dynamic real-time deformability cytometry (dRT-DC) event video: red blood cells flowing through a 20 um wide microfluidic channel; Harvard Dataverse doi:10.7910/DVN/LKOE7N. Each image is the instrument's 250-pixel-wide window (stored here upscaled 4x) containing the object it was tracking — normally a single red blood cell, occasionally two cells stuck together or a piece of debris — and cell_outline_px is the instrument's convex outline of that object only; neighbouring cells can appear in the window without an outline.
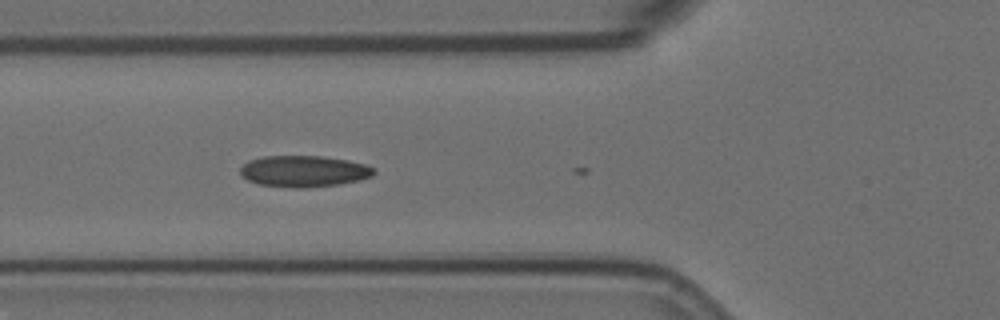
{"species": "Egyptian fruit bat (a non-hibernating species)", "species_latin": "Rousettus aegyptiacus", "temperature_condition": "room temperature", "stored_images_in_passage": 4, "camera_frame_rate_fps": 3000, "um_per_image_px": 0.085, "animal": {"sex": "female"}, "frame": {"image": 1, "passage_image": 2, "time_ms": 0.333, "image_size_px": [1000, 320], "cell_outline_px": [[376, 172], [372, 176], [360, 180], [336, 184], [304, 188], [296, 188], [260, 184], [248, 180], [240, 172], [240, 168], [248, 160], [264, 156], [320, 156], [348, 160], [364, 164], [376, 168]], "centroid_in_image_um": [25.85, 14.55], "position_along_channel_um": 100.0, "area_um2": 24.28}}